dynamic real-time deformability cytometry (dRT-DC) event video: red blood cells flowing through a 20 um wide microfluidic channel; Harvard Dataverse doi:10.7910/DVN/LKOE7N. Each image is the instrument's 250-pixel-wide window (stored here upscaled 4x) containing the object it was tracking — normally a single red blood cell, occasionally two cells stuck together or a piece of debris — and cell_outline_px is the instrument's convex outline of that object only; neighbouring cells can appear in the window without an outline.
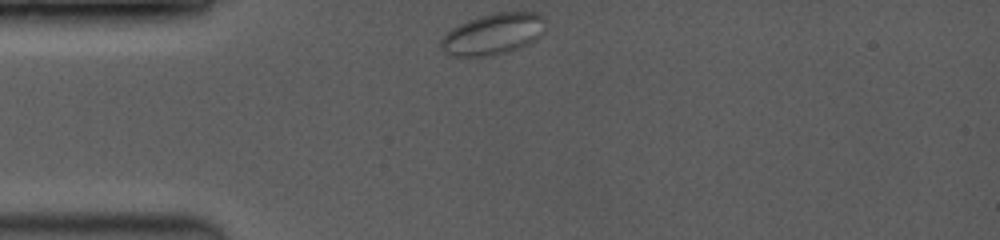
{"species": "common noctule bat (a hibernating species)", "species_latin": "Nyctalus noctula", "temperature_condition": "room temperature", "stored_images_in_passage": 41, "camera_frame_rate_fps": 3500, "um_per_image_px": 0.085, "animal": {"sex": "female", "body_mass_g": 19.0, "forearm_length_mm": 53.3}, "frame": {"image": 1, "passage_image": 1, "time_ms": 0.0, "image_size_px": [1000, 240], "cell_outline_px": [[548, 20], [536, 36], [532, 40], [524, 44], [500, 52], [476, 56], [456, 56], [448, 52], [440, 44], [440, 40], [452, 28], [468, 20], [480, 16], [496, 12], [536, 12], [544, 16]], "centroid_in_image_um": [41.9, 2.83], "position_along_channel_um": 43.1, "area_um2": 23.93}}
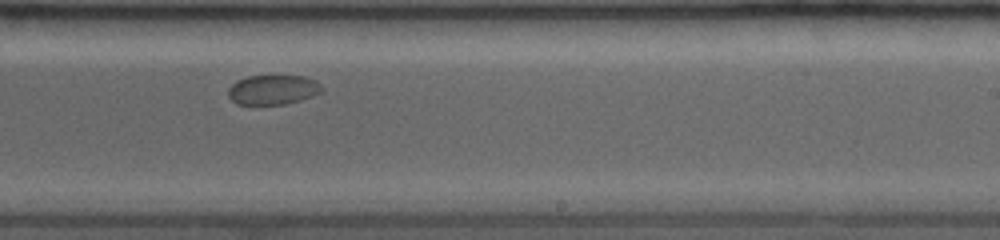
{"frame": {"image": 2, "passage_image": 22, "time_ms": 6.857, "image_size_px": [1000, 240], "cell_outline_px": [[324, 88], [320, 92], [312, 96], [300, 100], [284, 104], [236, 104], [228, 96], [228, 88], [236, 80], [248, 76], [308, 76], [316, 80]], "centroid_in_image_um": [23.2, 7.62], "position_along_channel_um": 265.8, "area_um2": 16.24}}
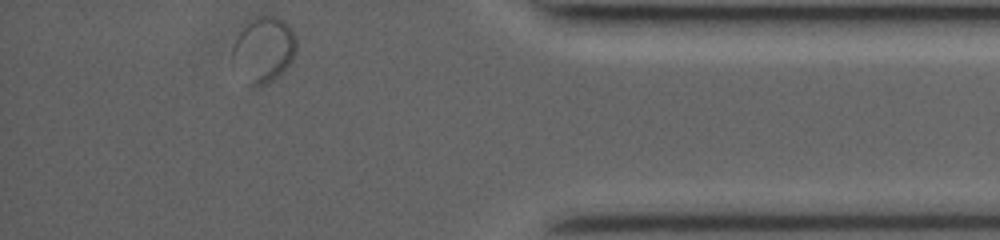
{"frame": {"image": 3, "passage_image": 41, "time_ms": 11.429, "image_size_px": [1000, 240], "cell_outline_px": [[296, 52], [292, 60], [272, 80], [264, 84], [248, 84], [232, 60], [232, 48], [244, 20], [256, 16], [276, 16], [284, 20], [292, 28], [296, 36]], "centroid_in_image_um": [22.4, 4.12], "position_along_channel_um": 412.8, "area_um2": 24.33}, "authors_computed_cell_mechanics": {"area_um2": 17.9758, "velocity_mm_per_s": 3.6206, "shape_relaxation_time_tau1_ms": null, "shape_relaxation_time_tau2_ms": 2.1448, "deformation_change_tau1": null, "deformation_change_tau2": 0.0199}}